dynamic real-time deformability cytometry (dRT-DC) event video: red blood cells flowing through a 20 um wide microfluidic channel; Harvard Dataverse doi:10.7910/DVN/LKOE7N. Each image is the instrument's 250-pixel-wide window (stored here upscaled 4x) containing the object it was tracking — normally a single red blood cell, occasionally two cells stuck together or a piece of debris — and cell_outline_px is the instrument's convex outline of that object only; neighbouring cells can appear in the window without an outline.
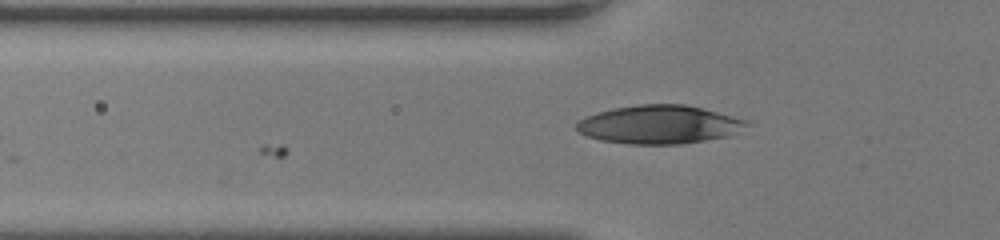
{"species": "human", "species_latin": "Homo sapiens", "temperature_condition": "room temperature", "stored_images_in_passage": 23, "camera_frame_rate_fps": 3000, "um_per_image_px": 0.085, "donor": {"sex": "female"}, "frame": {"image": 1, "passage_image": 8, "time_ms": 2.333, "image_size_px": [1000, 240], "cell_outline_px": [[752, 124], [728, 136], [684, 144], [628, 144], [600, 140], [588, 136], [580, 132], [576, 128], [576, 124], [580, 120], [596, 112], [612, 108], [640, 104], [684, 104], [704, 108], [744, 120]], "centroid_in_image_um": [56.03, 10.58], "position_along_channel_um": 69.8, "area_um2": 38.03}}
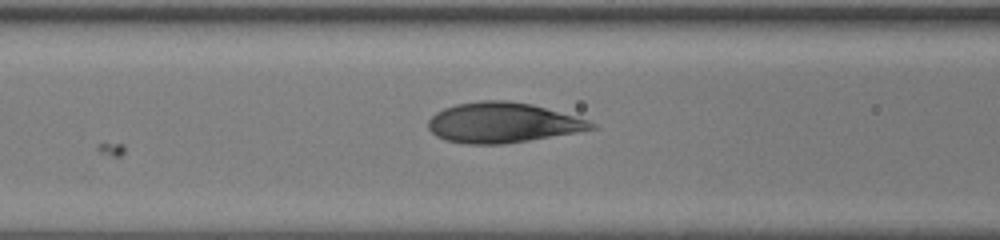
{"frame": {"image": 2, "passage_image": 12, "time_ms": 3.667, "image_size_px": [1000, 240], "cell_outline_px": [[600, 128], [504, 144], [468, 144], [448, 140], [436, 136], [428, 128], [428, 120], [436, 112], [444, 108], [456, 104], [480, 100], [508, 100], [532, 104], [588, 120], [596, 124]], "centroid_in_image_um": [42.71, 10.42], "position_along_channel_um": 123.9, "area_um2": 38.03}}
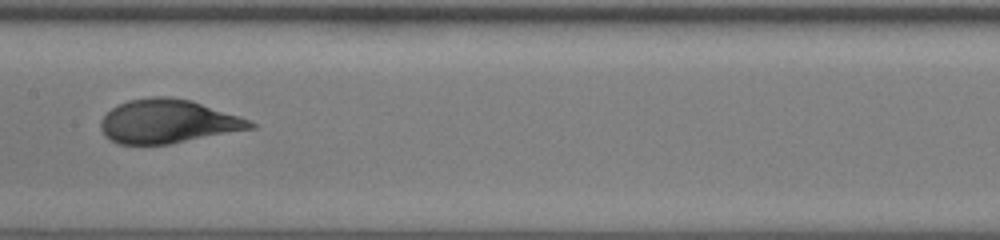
{"frame": {"image": 3, "passage_image": 17, "time_ms": 5.333, "image_size_px": [1000, 240], "cell_outline_px": [[256, 128], [168, 144], [120, 144], [104, 136], [100, 128], [100, 124], [104, 116], [112, 108], [128, 100], [152, 96], [168, 96], [192, 100], [240, 116], [256, 124]], "centroid_in_image_um": [14.28, 10.31], "position_along_channel_um": 193.1, "area_um2": 38.03}}